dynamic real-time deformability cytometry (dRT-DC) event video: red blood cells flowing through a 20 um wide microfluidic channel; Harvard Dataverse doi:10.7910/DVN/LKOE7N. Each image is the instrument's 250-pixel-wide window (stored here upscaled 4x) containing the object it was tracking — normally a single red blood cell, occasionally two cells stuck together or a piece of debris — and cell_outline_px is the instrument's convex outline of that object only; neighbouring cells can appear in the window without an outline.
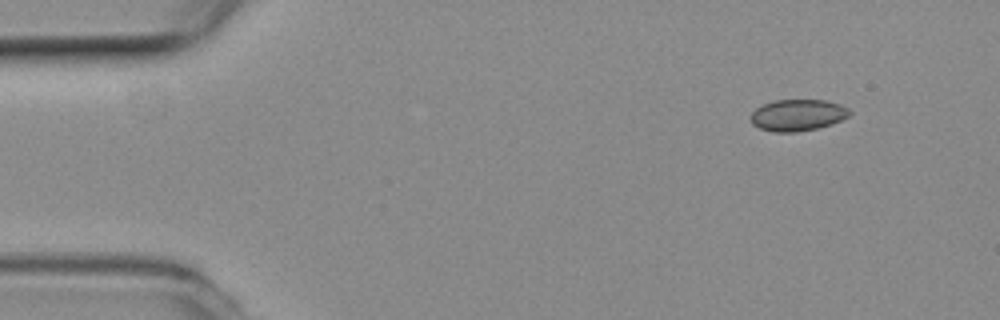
{"species": "common noctule bat (a hibernating species)", "species_latin": "Nyctalus noctula", "temperature_condition": "room temperature", "stored_images_in_passage": 49, "camera_frame_rate_fps": 3000, "um_per_image_px": 0.085, "animal": {"sex": "female", "body_mass_g": 19.3, "forearm_length_mm": 54.1}, "frame": {"image": 1, "passage_image": 1, "time_ms": 0.0, "image_size_px": [1000, 320], "cell_outline_px": [[852, 112], [848, 116], [832, 124], [816, 128], [796, 132], [772, 132], [760, 128], [752, 124], [752, 112], [756, 108], [764, 104], [776, 100], [824, 100], [840, 104], [848, 108]], "centroid_in_image_um": [67.81, 9.78], "position_along_channel_um": 17.2, "area_um2": 18.03}}
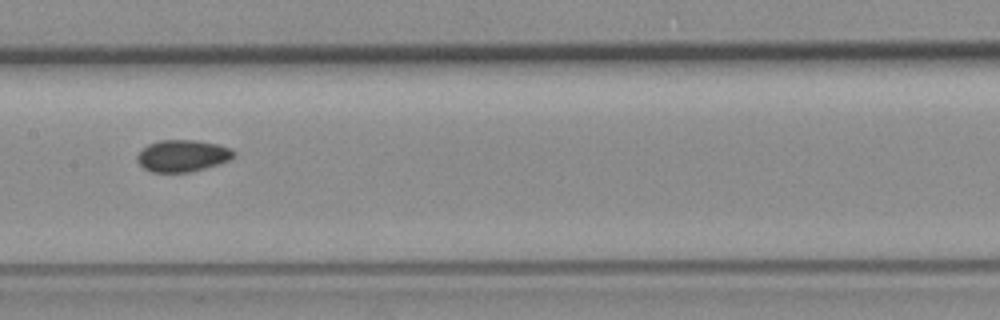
{"frame": {"image": 2, "passage_image": 22, "time_ms": 7.0, "image_size_px": [1000, 320], "cell_outline_px": [[236, 156], [220, 164], [192, 172], [152, 172], [144, 168], [136, 160], [136, 156], [148, 144], [160, 140], [192, 140], [216, 144], [232, 148], [236, 152]], "centroid_in_image_um": [15.54, 13.25], "position_along_channel_um": 191.9, "area_um2": 17.98}}
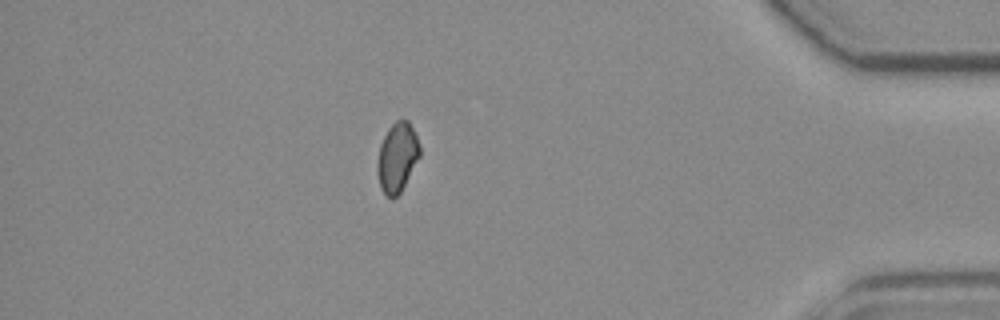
{"frame": {"image": 3, "passage_image": 42, "time_ms": 13.667, "image_size_px": [1000, 320], "cell_outline_px": [[420, 156], [400, 192], [396, 196], [388, 196], [380, 188], [376, 168], [376, 164], [380, 144], [388, 128], [396, 120], [408, 120], [420, 144]], "centroid_in_image_um": [33.75, 13.35], "position_along_channel_um": 401.5, "area_um2": 16.99}, "authors_computed_cell_mechanics": {"area_um2": 17.6868, "velocity_mm_per_s": 3.8342, "shape_relaxation_time_tau1_ms": null, "shape_relaxation_time_tau2_ms": 4.8181, "deformation_change_tau1": null, "deformation_change_tau2": 0.0734}}